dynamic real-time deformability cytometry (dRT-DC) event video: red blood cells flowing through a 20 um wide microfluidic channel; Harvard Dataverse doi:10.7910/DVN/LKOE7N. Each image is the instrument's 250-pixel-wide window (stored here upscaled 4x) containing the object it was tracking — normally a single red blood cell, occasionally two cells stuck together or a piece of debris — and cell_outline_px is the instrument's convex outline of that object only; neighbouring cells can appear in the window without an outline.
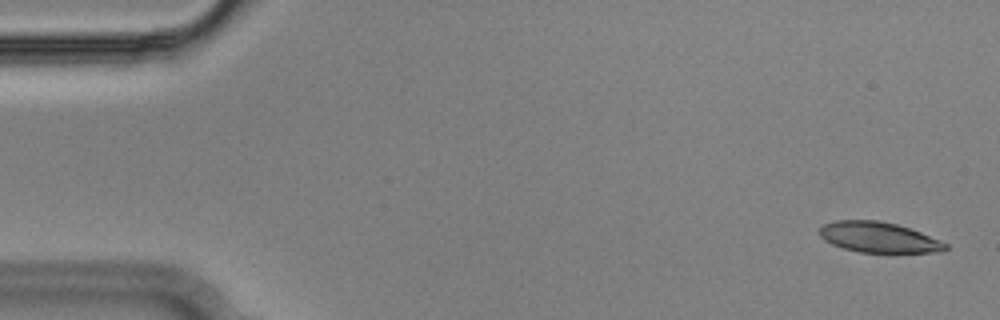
{"species": "Egyptian fruit bat (a non-hibernating species)", "species_latin": "Rousettus aegyptiacus", "temperature_condition": "cold", "stored_images_in_passage": 55, "camera_frame_rate_fps": 3000, "um_per_image_px": 0.085, "animal": {"sex": "male"}, "frame": {"image": 1, "passage_image": 2, "time_ms": 0.333, "image_size_px": [1000, 320], "cell_outline_px": [[948, 248], [944, 252], [860, 252], [844, 248], [832, 244], [824, 240], [820, 236], [820, 228], [824, 224], [836, 220], [876, 220], [896, 224], [920, 232], [940, 240], [948, 244]], "centroid_in_image_um": [74.7, 20.17], "position_along_channel_um": 10.3, "area_um2": 22.2}}
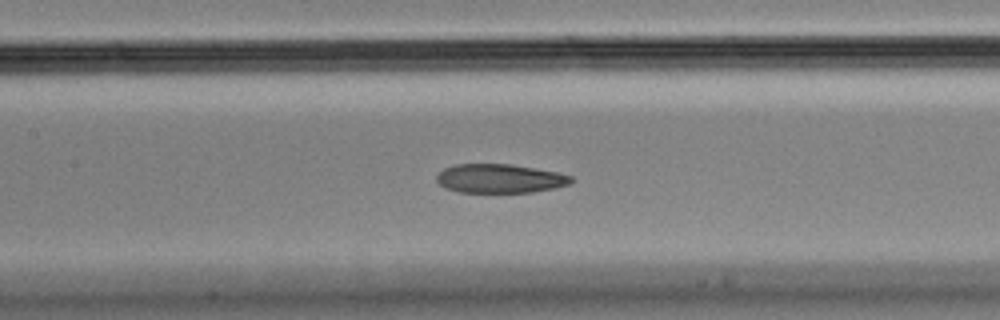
{"frame": {"image": 2, "passage_image": 25, "time_ms": 8.0, "image_size_px": [1000, 320], "cell_outline_px": [[572, 180], [568, 184], [556, 188], [532, 192], [460, 192], [444, 188], [436, 180], [436, 176], [444, 168], [456, 164], [512, 164], [556, 172], [572, 176]], "centroid_in_image_um": [42.46, 15.17], "position_along_channel_um": 164.9, "area_um2": 22.6}}
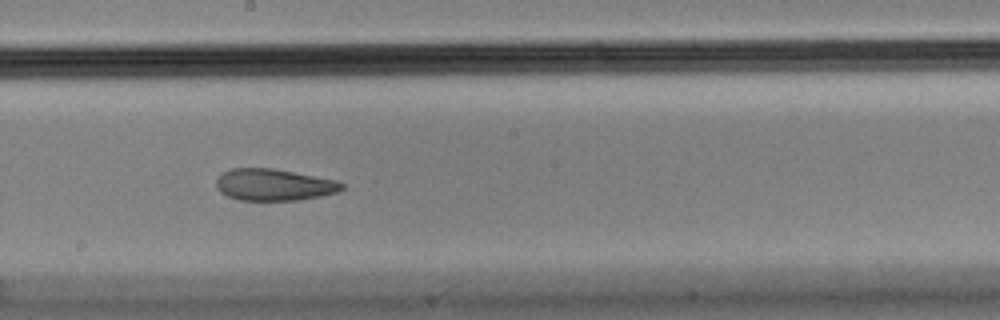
{"frame": {"image": 3, "passage_image": 30, "time_ms": 9.667, "image_size_px": [1000, 320], "cell_outline_px": [[344, 188], [336, 192], [320, 196], [296, 200], [240, 200], [228, 196], [220, 192], [216, 188], [216, 180], [220, 172], [232, 168], [272, 168], [336, 180], [344, 184]], "centroid_in_image_um": [23.23, 15.7], "position_along_channel_um": 225.0, "area_um2": 23.18}, "authors_computed_cell_mechanics": {"area_um2": 24.854, "velocity_mm_per_s": 3.613, "shape_relaxation_time_tau1_ms": null, "shape_relaxation_time_tau2_ms": 2.839, "deformation_change_tau1": null, "deformation_change_tau2": 0.0961}}